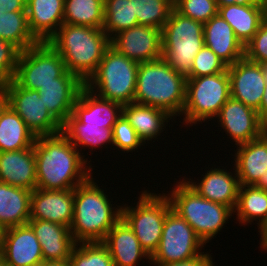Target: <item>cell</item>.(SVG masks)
Segmentation results:
<instances>
[{
	"instance_id": "obj_1",
	"label": "cell",
	"mask_w": 267,
	"mask_h": 266,
	"mask_svg": "<svg viewBox=\"0 0 267 266\" xmlns=\"http://www.w3.org/2000/svg\"><path fill=\"white\" fill-rule=\"evenodd\" d=\"M37 183L45 190H70L93 173L87 158L62 134L36 137L34 142ZM88 162V163H87ZM88 166V167H87Z\"/></svg>"
},
{
	"instance_id": "obj_2",
	"label": "cell",
	"mask_w": 267,
	"mask_h": 266,
	"mask_svg": "<svg viewBox=\"0 0 267 266\" xmlns=\"http://www.w3.org/2000/svg\"><path fill=\"white\" fill-rule=\"evenodd\" d=\"M92 177L74 189L70 232L76 243L103 242L109 230L121 219L122 206L113 207V201Z\"/></svg>"
},
{
	"instance_id": "obj_3",
	"label": "cell",
	"mask_w": 267,
	"mask_h": 266,
	"mask_svg": "<svg viewBox=\"0 0 267 266\" xmlns=\"http://www.w3.org/2000/svg\"><path fill=\"white\" fill-rule=\"evenodd\" d=\"M47 42L60 54L66 69L84 84L110 47V38L102 28L72 24H62Z\"/></svg>"
},
{
	"instance_id": "obj_4",
	"label": "cell",
	"mask_w": 267,
	"mask_h": 266,
	"mask_svg": "<svg viewBox=\"0 0 267 266\" xmlns=\"http://www.w3.org/2000/svg\"><path fill=\"white\" fill-rule=\"evenodd\" d=\"M185 93L186 78L163 58L139 63L134 103L159 108L174 118L183 112Z\"/></svg>"
},
{
	"instance_id": "obj_5",
	"label": "cell",
	"mask_w": 267,
	"mask_h": 266,
	"mask_svg": "<svg viewBox=\"0 0 267 266\" xmlns=\"http://www.w3.org/2000/svg\"><path fill=\"white\" fill-rule=\"evenodd\" d=\"M177 183L172 187V191L166 194L172 209L194 229L206 246V243L229 223L227 221L234 211L226 205L201 197L184 179Z\"/></svg>"
},
{
	"instance_id": "obj_6",
	"label": "cell",
	"mask_w": 267,
	"mask_h": 266,
	"mask_svg": "<svg viewBox=\"0 0 267 266\" xmlns=\"http://www.w3.org/2000/svg\"><path fill=\"white\" fill-rule=\"evenodd\" d=\"M138 67V62L119 54L110 46L85 87L103 99L121 105L133 103Z\"/></svg>"
},
{
	"instance_id": "obj_7",
	"label": "cell",
	"mask_w": 267,
	"mask_h": 266,
	"mask_svg": "<svg viewBox=\"0 0 267 266\" xmlns=\"http://www.w3.org/2000/svg\"><path fill=\"white\" fill-rule=\"evenodd\" d=\"M204 24L173 9L162 28V58L180 75H190L195 56L204 46Z\"/></svg>"
},
{
	"instance_id": "obj_8",
	"label": "cell",
	"mask_w": 267,
	"mask_h": 266,
	"mask_svg": "<svg viewBox=\"0 0 267 266\" xmlns=\"http://www.w3.org/2000/svg\"><path fill=\"white\" fill-rule=\"evenodd\" d=\"M229 98L230 79L227 70L213 75L186 78L185 104L181 114L183 124L192 126L214 117L216 119Z\"/></svg>"
},
{
	"instance_id": "obj_9",
	"label": "cell",
	"mask_w": 267,
	"mask_h": 266,
	"mask_svg": "<svg viewBox=\"0 0 267 266\" xmlns=\"http://www.w3.org/2000/svg\"><path fill=\"white\" fill-rule=\"evenodd\" d=\"M149 192H141L135 207L122 206L121 218L151 257L159 246L165 218L172 205L166 193L157 195Z\"/></svg>"
},
{
	"instance_id": "obj_10",
	"label": "cell",
	"mask_w": 267,
	"mask_h": 266,
	"mask_svg": "<svg viewBox=\"0 0 267 266\" xmlns=\"http://www.w3.org/2000/svg\"><path fill=\"white\" fill-rule=\"evenodd\" d=\"M68 73L60 54L48 42H39L20 51L13 81L38 91L48 83H59Z\"/></svg>"
},
{
	"instance_id": "obj_11",
	"label": "cell",
	"mask_w": 267,
	"mask_h": 266,
	"mask_svg": "<svg viewBox=\"0 0 267 266\" xmlns=\"http://www.w3.org/2000/svg\"><path fill=\"white\" fill-rule=\"evenodd\" d=\"M203 241L194 229L172 208L167 212L159 246L150 259V264L180 262L204 253Z\"/></svg>"
},
{
	"instance_id": "obj_12",
	"label": "cell",
	"mask_w": 267,
	"mask_h": 266,
	"mask_svg": "<svg viewBox=\"0 0 267 266\" xmlns=\"http://www.w3.org/2000/svg\"><path fill=\"white\" fill-rule=\"evenodd\" d=\"M3 84L8 94V105L20 116L35 137L61 133L62 125L47 110L37 90L20 87L13 80Z\"/></svg>"
},
{
	"instance_id": "obj_13",
	"label": "cell",
	"mask_w": 267,
	"mask_h": 266,
	"mask_svg": "<svg viewBox=\"0 0 267 266\" xmlns=\"http://www.w3.org/2000/svg\"><path fill=\"white\" fill-rule=\"evenodd\" d=\"M110 46L138 63L158 60L162 58V29L136 25L115 34Z\"/></svg>"
},
{
	"instance_id": "obj_14",
	"label": "cell",
	"mask_w": 267,
	"mask_h": 266,
	"mask_svg": "<svg viewBox=\"0 0 267 266\" xmlns=\"http://www.w3.org/2000/svg\"><path fill=\"white\" fill-rule=\"evenodd\" d=\"M216 118L237 146L248 143L265 132V123L259 118L257 110L232 97L221 107Z\"/></svg>"
},
{
	"instance_id": "obj_15",
	"label": "cell",
	"mask_w": 267,
	"mask_h": 266,
	"mask_svg": "<svg viewBox=\"0 0 267 266\" xmlns=\"http://www.w3.org/2000/svg\"><path fill=\"white\" fill-rule=\"evenodd\" d=\"M230 79V97L255 110L265 94V78L261 64L245 56L227 68Z\"/></svg>"
},
{
	"instance_id": "obj_16",
	"label": "cell",
	"mask_w": 267,
	"mask_h": 266,
	"mask_svg": "<svg viewBox=\"0 0 267 266\" xmlns=\"http://www.w3.org/2000/svg\"><path fill=\"white\" fill-rule=\"evenodd\" d=\"M0 251L6 266L43 262L41 245L28 223L3 230Z\"/></svg>"
},
{
	"instance_id": "obj_17",
	"label": "cell",
	"mask_w": 267,
	"mask_h": 266,
	"mask_svg": "<svg viewBox=\"0 0 267 266\" xmlns=\"http://www.w3.org/2000/svg\"><path fill=\"white\" fill-rule=\"evenodd\" d=\"M74 214V189L35 188L31 194L30 219L47 220L71 226Z\"/></svg>"
},
{
	"instance_id": "obj_18",
	"label": "cell",
	"mask_w": 267,
	"mask_h": 266,
	"mask_svg": "<svg viewBox=\"0 0 267 266\" xmlns=\"http://www.w3.org/2000/svg\"><path fill=\"white\" fill-rule=\"evenodd\" d=\"M234 168L233 166V170H235L233 174L231 172L229 173L227 169L212 167L205 175L202 174L203 178L198 183L197 181L192 182L193 180L191 179H183L201 197L226 205L234 211L240 188L239 178Z\"/></svg>"
},
{
	"instance_id": "obj_19",
	"label": "cell",
	"mask_w": 267,
	"mask_h": 266,
	"mask_svg": "<svg viewBox=\"0 0 267 266\" xmlns=\"http://www.w3.org/2000/svg\"><path fill=\"white\" fill-rule=\"evenodd\" d=\"M123 114V105L103 99L85 86L74 104L72 115L83 124L113 128Z\"/></svg>"
},
{
	"instance_id": "obj_20",
	"label": "cell",
	"mask_w": 267,
	"mask_h": 266,
	"mask_svg": "<svg viewBox=\"0 0 267 266\" xmlns=\"http://www.w3.org/2000/svg\"><path fill=\"white\" fill-rule=\"evenodd\" d=\"M28 224L41 245L43 261H68L76 245L69 227L39 219H30Z\"/></svg>"
},
{
	"instance_id": "obj_21",
	"label": "cell",
	"mask_w": 267,
	"mask_h": 266,
	"mask_svg": "<svg viewBox=\"0 0 267 266\" xmlns=\"http://www.w3.org/2000/svg\"><path fill=\"white\" fill-rule=\"evenodd\" d=\"M0 182L33 191L37 183L34 146L0 152Z\"/></svg>"
},
{
	"instance_id": "obj_22",
	"label": "cell",
	"mask_w": 267,
	"mask_h": 266,
	"mask_svg": "<svg viewBox=\"0 0 267 266\" xmlns=\"http://www.w3.org/2000/svg\"><path fill=\"white\" fill-rule=\"evenodd\" d=\"M85 84L69 72L59 83H48L38 89L47 110L62 125L72 114L74 104Z\"/></svg>"
},
{
	"instance_id": "obj_23",
	"label": "cell",
	"mask_w": 267,
	"mask_h": 266,
	"mask_svg": "<svg viewBox=\"0 0 267 266\" xmlns=\"http://www.w3.org/2000/svg\"><path fill=\"white\" fill-rule=\"evenodd\" d=\"M204 45L209 47L228 66L245 56V46L232 27L219 14L204 24Z\"/></svg>"
},
{
	"instance_id": "obj_24",
	"label": "cell",
	"mask_w": 267,
	"mask_h": 266,
	"mask_svg": "<svg viewBox=\"0 0 267 266\" xmlns=\"http://www.w3.org/2000/svg\"><path fill=\"white\" fill-rule=\"evenodd\" d=\"M109 250L114 266H136L138 261L151 259L142 248L132 229L121 218L102 242Z\"/></svg>"
},
{
	"instance_id": "obj_25",
	"label": "cell",
	"mask_w": 267,
	"mask_h": 266,
	"mask_svg": "<svg viewBox=\"0 0 267 266\" xmlns=\"http://www.w3.org/2000/svg\"><path fill=\"white\" fill-rule=\"evenodd\" d=\"M30 32L39 42H47L64 21V0H26Z\"/></svg>"
},
{
	"instance_id": "obj_26",
	"label": "cell",
	"mask_w": 267,
	"mask_h": 266,
	"mask_svg": "<svg viewBox=\"0 0 267 266\" xmlns=\"http://www.w3.org/2000/svg\"><path fill=\"white\" fill-rule=\"evenodd\" d=\"M238 146L233 165L240 185H255L267 170V133Z\"/></svg>"
},
{
	"instance_id": "obj_27",
	"label": "cell",
	"mask_w": 267,
	"mask_h": 266,
	"mask_svg": "<svg viewBox=\"0 0 267 266\" xmlns=\"http://www.w3.org/2000/svg\"><path fill=\"white\" fill-rule=\"evenodd\" d=\"M218 14L232 27L234 34L245 46L266 20L262 4L227 5L218 7Z\"/></svg>"
},
{
	"instance_id": "obj_28",
	"label": "cell",
	"mask_w": 267,
	"mask_h": 266,
	"mask_svg": "<svg viewBox=\"0 0 267 266\" xmlns=\"http://www.w3.org/2000/svg\"><path fill=\"white\" fill-rule=\"evenodd\" d=\"M32 191L0 182V227L5 230L30 220Z\"/></svg>"
},
{
	"instance_id": "obj_29",
	"label": "cell",
	"mask_w": 267,
	"mask_h": 266,
	"mask_svg": "<svg viewBox=\"0 0 267 266\" xmlns=\"http://www.w3.org/2000/svg\"><path fill=\"white\" fill-rule=\"evenodd\" d=\"M123 115L136 130L137 136L146 144L148 141L158 139L167 126L170 116L166 111L153 106L137 103L123 105ZM166 124V126H165Z\"/></svg>"
},
{
	"instance_id": "obj_30",
	"label": "cell",
	"mask_w": 267,
	"mask_h": 266,
	"mask_svg": "<svg viewBox=\"0 0 267 266\" xmlns=\"http://www.w3.org/2000/svg\"><path fill=\"white\" fill-rule=\"evenodd\" d=\"M35 140V135L8 105L0 115V152L30 148Z\"/></svg>"
},
{
	"instance_id": "obj_31",
	"label": "cell",
	"mask_w": 267,
	"mask_h": 266,
	"mask_svg": "<svg viewBox=\"0 0 267 266\" xmlns=\"http://www.w3.org/2000/svg\"><path fill=\"white\" fill-rule=\"evenodd\" d=\"M234 212L239 224L247 225L259 220L260 231L267 224V191L254 185H240Z\"/></svg>"
},
{
	"instance_id": "obj_32",
	"label": "cell",
	"mask_w": 267,
	"mask_h": 266,
	"mask_svg": "<svg viewBox=\"0 0 267 266\" xmlns=\"http://www.w3.org/2000/svg\"><path fill=\"white\" fill-rule=\"evenodd\" d=\"M61 133L77 150L82 149V147H90V150L92 149L91 151L93 152V149L99 146L103 147L106 143L113 146V128H101L100 126L83 124L72 114L62 124Z\"/></svg>"
},
{
	"instance_id": "obj_33",
	"label": "cell",
	"mask_w": 267,
	"mask_h": 266,
	"mask_svg": "<svg viewBox=\"0 0 267 266\" xmlns=\"http://www.w3.org/2000/svg\"><path fill=\"white\" fill-rule=\"evenodd\" d=\"M0 39L12 43L20 51L39 43L30 32L26 11L0 13Z\"/></svg>"
},
{
	"instance_id": "obj_34",
	"label": "cell",
	"mask_w": 267,
	"mask_h": 266,
	"mask_svg": "<svg viewBox=\"0 0 267 266\" xmlns=\"http://www.w3.org/2000/svg\"><path fill=\"white\" fill-rule=\"evenodd\" d=\"M63 24L103 28L104 0H64Z\"/></svg>"
},
{
	"instance_id": "obj_35",
	"label": "cell",
	"mask_w": 267,
	"mask_h": 266,
	"mask_svg": "<svg viewBox=\"0 0 267 266\" xmlns=\"http://www.w3.org/2000/svg\"><path fill=\"white\" fill-rule=\"evenodd\" d=\"M138 25L133 0H104L103 31L111 39L115 34Z\"/></svg>"
},
{
	"instance_id": "obj_36",
	"label": "cell",
	"mask_w": 267,
	"mask_h": 266,
	"mask_svg": "<svg viewBox=\"0 0 267 266\" xmlns=\"http://www.w3.org/2000/svg\"><path fill=\"white\" fill-rule=\"evenodd\" d=\"M138 25L162 29L174 9V0H133Z\"/></svg>"
},
{
	"instance_id": "obj_37",
	"label": "cell",
	"mask_w": 267,
	"mask_h": 266,
	"mask_svg": "<svg viewBox=\"0 0 267 266\" xmlns=\"http://www.w3.org/2000/svg\"><path fill=\"white\" fill-rule=\"evenodd\" d=\"M68 263L69 266H114L110 252L102 242L76 243Z\"/></svg>"
},
{
	"instance_id": "obj_38",
	"label": "cell",
	"mask_w": 267,
	"mask_h": 266,
	"mask_svg": "<svg viewBox=\"0 0 267 266\" xmlns=\"http://www.w3.org/2000/svg\"><path fill=\"white\" fill-rule=\"evenodd\" d=\"M174 9L202 24L218 14L216 0H174Z\"/></svg>"
},
{
	"instance_id": "obj_39",
	"label": "cell",
	"mask_w": 267,
	"mask_h": 266,
	"mask_svg": "<svg viewBox=\"0 0 267 266\" xmlns=\"http://www.w3.org/2000/svg\"><path fill=\"white\" fill-rule=\"evenodd\" d=\"M228 65L220 59L209 47L203 46L195 56L190 75L187 78L213 75L225 72Z\"/></svg>"
},
{
	"instance_id": "obj_40",
	"label": "cell",
	"mask_w": 267,
	"mask_h": 266,
	"mask_svg": "<svg viewBox=\"0 0 267 266\" xmlns=\"http://www.w3.org/2000/svg\"><path fill=\"white\" fill-rule=\"evenodd\" d=\"M142 145L144 146V143L137 136L136 130L122 114L113 125V147L127 153L137 150Z\"/></svg>"
},
{
	"instance_id": "obj_41",
	"label": "cell",
	"mask_w": 267,
	"mask_h": 266,
	"mask_svg": "<svg viewBox=\"0 0 267 266\" xmlns=\"http://www.w3.org/2000/svg\"><path fill=\"white\" fill-rule=\"evenodd\" d=\"M19 54L16 46L0 39V83L13 80Z\"/></svg>"
},
{
	"instance_id": "obj_42",
	"label": "cell",
	"mask_w": 267,
	"mask_h": 266,
	"mask_svg": "<svg viewBox=\"0 0 267 266\" xmlns=\"http://www.w3.org/2000/svg\"><path fill=\"white\" fill-rule=\"evenodd\" d=\"M245 57L260 64L267 63V19L259 26L254 37L245 45Z\"/></svg>"
},
{
	"instance_id": "obj_43",
	"label": "cell",
	"mask_w": 267,
	"mask_h": 266,
	"mask_svg": "<svg viewBox=\"0 0 267 266\" xmlns=\"http://www.w3.org/2000/svg\"><path fill=\"white\" fill-rule=\"evenodd\" d=\"M205 253L180 262L165 263L159 266H216L212 261L211 254L208 252Z\"/></svg>"
},
{
	"instance_id": "obj_44",
	"label": "cell",
	"mask_w": 267,
	"mask_h": 266,
	"mask_svg": "<svg viewBox=\"0 0 267 266\" xmlns=\"http://www.w3.org/2000/svg\"><path fill=\"white\" fill-rule=\"evenodd\" d=\"M26 11V0H0V13Z\"/></svg>"
},
{
	"instance_id": "obj_45",
	"label": "cell",
	"mask_w": 267,
	"mask_h": 266,
	"mask_svg": "<svg viewBox=\"0 0 267 266\" xmlns=\"http://www.w3.org/2000/svg\"><path fill=\"white\" fill-rule=\"evenodd\" d=\"M261 68L265 78V94L263 95L260 108L257 110L259 118L267 124V63H262Z\"/></svg>"
},
{
	"instance_id": "obj_46",
	"label": "cell",
	"mask_w": 267,
	"mask_h": 266,
	"mask_svg": "<svg viewBox=\"0 0 267 266\" xmlns=\"http://www.w3.org/2000/svg\"><path fill=\"white\" fill-rule=\"evenodd\" d=\"M217 6H227V5H249V4H262L261 0H216Z\"/></svg>"
},
{
	"instance_id": "obj_47",
	"label": "cell",
	"mask_w": 267,
	"mask_h": 266,
	"mask_svg": "<svg viewBox=\"0 0 267 266\" xmlns=\"http://www.w3.org/2000/svg\"><path fill=\"white\" fill-rule=\"evenodd\" d=\"M8 106V94L6 87L3 83H0V115Z\"/></svg>"
},
{
	"instance_id": "obj_48",
	"label": "cell",
	"mask_w": 267,
	"mask_h": 266,
	"mask_svg": "<svg viewBox=\"0 0 267 266\" xmlns=\"http://www.w3.org/2000/svg\"><path fill=\"white\" fill-rule=\"evenodd\" d=\"M258 232L261 234L260 248L267 251V224Z\"/></svg>"
},
{
	"instance_id": "obj_49",
	"label": "cell",
	"mask_w": 267,
	"mask_h": 266,
	"mask_svg": "<svg viewBox=\"0 0 267 266\" xmlns=\"http://www.w3.org/2000/svg\"><path fill=\"white\" fill-rule=\"evenodd\" d=\"M254 186L267 191V170Z\"/></svg>"
},
{
	"instance_id": "obj_50",
	"label": "cell",
	"mask_w": 267,
	"mask_h": 266,
	"mask_svg": "<svg viewBox=\"0 0 267 266\" xmlns=\"http://www.w3.org/2000/svg\"><path fill=\"white\" fill-rule=\"evenodd\" d=\"M43 266H69L68 261H43Z\"/></svg>"
},
{
	"instance_id": "obj_51",
	"label": "cell",
	"mask_w": 267,
	"mask_h": 266,
	"mask_svg": "<svg viewBox=\"0 0 267 266\" xmlns=\"http://www.w3.org/2000/svg\"><path fill=\"white\" fill-rule=\"evenodd\" d=\"M0 266H6L1 251H0Z\"/></svg>"
},
{
	"instance_id": "obj_52",
	"label": "cell",
	"mask_w": 267,
	"mask_h": 266,
	"mask_svg": "<svg viewBox=\"0 0 267 266\" xmlns=\"http://www.w3.org/2000/svg\"><path fill=\"white\" fill-rule=\"evenodd\" d=\"M2 234H3V229L0 227V245H1V241H2Z\"/></svg>"
},
{
	"instance_id": "obj_53",
	"label": "cell",
	"mask_w": 267,
	"mask_h": 266,
	"mask_svg": "<svg viewBox=\"0 0 267 266\" xmlns=\"http://www.w3.org/2000/svg\"><path fill=\"white\" fill-rule=\"evenodd\" d=\"M261 2H262V5H263L264 7L267 6V0H261Z\"/></svg>"
},
{
	"instance_id": "obj_54",
	"label": "cell",
	"mask_w": 267,
	"mask_h": 266,
	"mask_svg": "<svg viewBox=\"0 0 267 266\" xmlns=\"http://www.w3.org/2000/svg\"><path fill=\"white\" fill-rule=\"evenodd\" d=\"M31 266H43V262L42 263L35 264V265H31Z\"/></svg>"
},
{
	"instance_id": "obj_55",
	"label": "cell",
	"mask_w": 267,
	"mask_h": 266,
	"mask_svg": "<svg viewBox=\"0 0 267 266\" xmlns=\"http://www.w3.org/2000/svg\"><path fill=\"white\" fill-rule=\"evenodd\" d=\"M266 19H267V6L265 7Z\"/></svg>"
},
{
	"instance_id": "obj_56",
	"label": "cell",
	"mask_w": 267,
	"mask_h": 266,
	"mask_svg": "<svg viewBox=\"0 0 267 266\" xmlns=\"http://www.w3.org/2000/svg\"><path fill=\"white\" fill-rule=\"evenodd\" d=\"M265 132L267 133V124H265Z\"/></svg>"
}]
</instances>
